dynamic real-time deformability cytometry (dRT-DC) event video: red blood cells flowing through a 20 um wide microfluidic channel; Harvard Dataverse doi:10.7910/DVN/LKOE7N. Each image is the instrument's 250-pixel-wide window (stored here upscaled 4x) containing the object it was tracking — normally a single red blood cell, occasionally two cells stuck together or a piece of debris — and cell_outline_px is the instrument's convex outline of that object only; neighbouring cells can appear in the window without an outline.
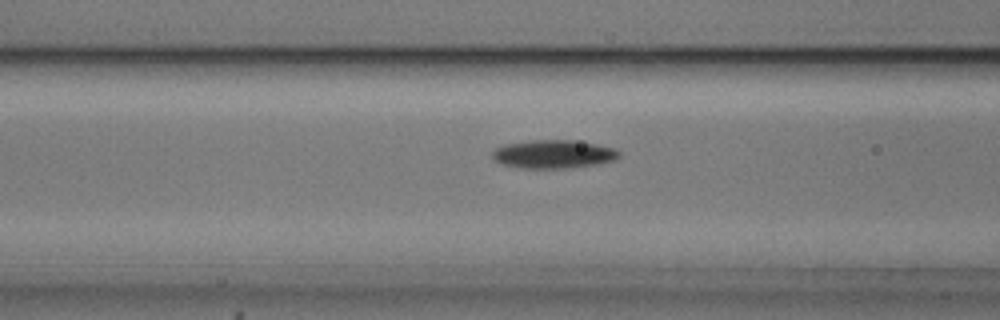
{"species": "common noctule bat (a hibernating species)", "species_latin": "Nyctalus noctula", "temperature_condition": "cold", "stored_images_in_passage": 50, "camera_frame_rate_fps": 3000, "um_per_image_px": 0.085, "animal": {"sex": "male", "body_mass_g": 20.5, "forearm_length_mm": 52.5}, "frame": {"image": 1, "passage_image": 17, "time_ms": 5.333, "image_size_px": [1000, 320], "cell_outline_px": [[620, 156], [616, 160], [596, 164], [564, 168], [520, 168], [504, 164], [496, 160], [492, 156], [492, 152], [496, 148], [504, 144], [528, 140], [572, 140], [600, 144], [616, 148], [620, 152]], "centroid_in_image_um": [47.08, 13.09], "position_along_channel_um": 119.5, "area_um2": 21.04}}
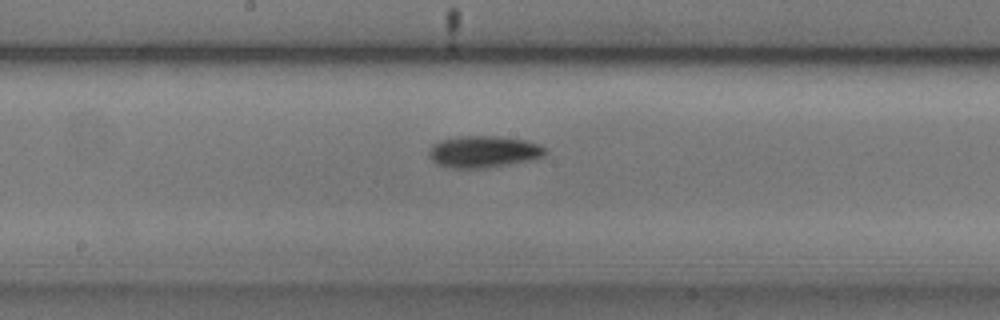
{"frame": {"image": 2, "passage_image": 24, "time_ms": 7.667, "image_size_px": [1000, 320], "cell_outline_px": [[548, 152], [544, 156], [528, 160], [508, 164], [484, 168], [452, 168], [436, 164], [428, 156], [428, 152], [432, 144], [440, 140], [460, 136], [496, 136], [524, 140], [540, 144]], "centroid_in_image_um": [41.07, 12.89], "position_along_channel_um": 207.1, "area_um2": 21.5}}
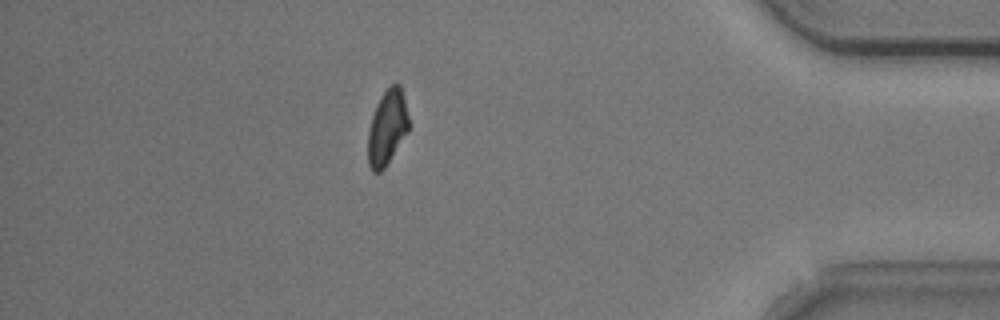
{"frame": {"image": 3, "passage_image": 43, "time_ms": 14.0, "image_size_px": [1000, 320], "cell_outline_px": [[408, 132], [384, 168], [380, 172], [372, 172], [368, 164], [368, 132], [372, 116], [376, 104], [384, 92], [392, 84], [400, 84], [408, 116]], "centroid_in_image_um": [32.89, 10.86], "position_along_channel_um": 402.3, "area_um2": 17.57}, "authors_computed_cell_mechanics": {"area_um2": 19.4786, "velocity_mm_per_s": 3.7341, "shape_relaxation_time_tau1_ms": 3.7472, "shape_relaxation_time_tau2_ms": null, "deformation_change_tau1": 0.117, "deformation_change_tau2": null}}